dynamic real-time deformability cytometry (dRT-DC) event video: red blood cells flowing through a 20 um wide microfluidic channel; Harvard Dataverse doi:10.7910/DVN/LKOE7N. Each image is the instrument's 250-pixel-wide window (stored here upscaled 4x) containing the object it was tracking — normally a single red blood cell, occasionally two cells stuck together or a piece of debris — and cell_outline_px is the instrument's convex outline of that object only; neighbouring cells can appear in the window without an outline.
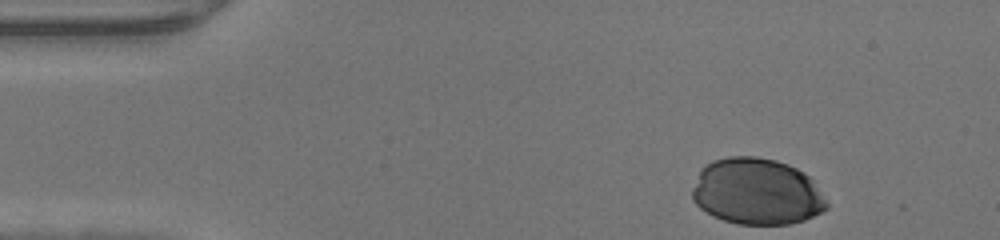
{"species": "human", "species_latin": "Homo sapiens", "temperature_condition": "warm", "stored_images_in_passage": 32, "camera_frame_rate_fps": 3000, "um_per_image_px": 0.085, "donor": {"sex": "male"}, "frame": {"image": 1, "passage_image": 1, "time_ms": 0.0, "image_size_px": [1000, 240], "cell_outline_px": [[828, 208], [804, 220], [792, 224], [736, 224], [712, 216], [700, 208], [692, 200], [692, 188], [700, 168], [712, 160], [728, 156], [756, 156], [776, 160], [788, 164], [804, 172], [812, 180], [828, 204]], "centroid_in_image_um": [64.28, 16.28], "position_along_channel_um": 20.7, "area_um2": 52.31}}
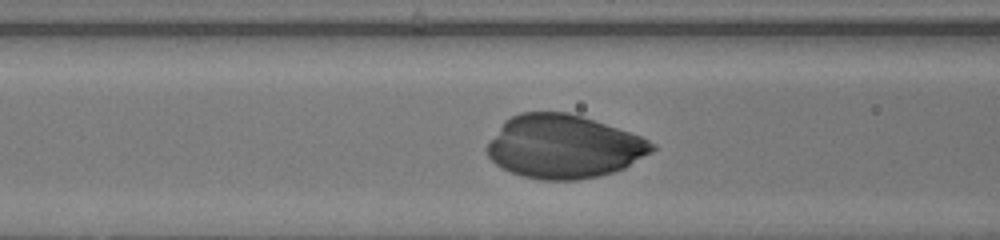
{"frame": {"image": 2, "passage_image": 14, "time_ms": 4.333, "image_size_px": [1000, 240], "cell_outline_px": [[656, 148], [652, 152], [624, 168], [600, 176], [576, 180], [540, 180], [520, 176], [500, 168], [488, 156], [488, 144], [504, 120], [520, 112], [568, 112], [640, 136], [656, 144]], "centroid_in_image_um": [47.9, 12.48], "position_along_channel_um": 118.7, "area_um2": 60.63}}
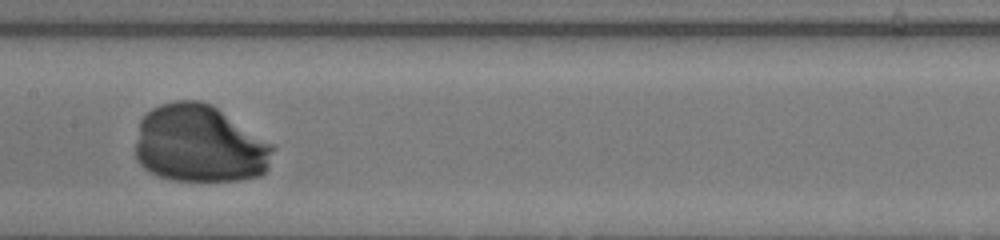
{"frame": {"image": 3, "passage_image": 19, "time_ms": 6.0, "image_size_px": [1000, 240], "cell_outline_px": [[276, 148], [268, 168], [260, 176], [240, 180], [172, 180], [160, 176], [144, 168], [136, 160], [136, 140], [140, 120], [152, 108], [160, 104], [176, 100], [200, 100], [212, 104], [276, 144]], "centroid_in_image_um": [17.02, 12.22], "position_along_channel_um": 190.4, "area_um2": 62.94}}